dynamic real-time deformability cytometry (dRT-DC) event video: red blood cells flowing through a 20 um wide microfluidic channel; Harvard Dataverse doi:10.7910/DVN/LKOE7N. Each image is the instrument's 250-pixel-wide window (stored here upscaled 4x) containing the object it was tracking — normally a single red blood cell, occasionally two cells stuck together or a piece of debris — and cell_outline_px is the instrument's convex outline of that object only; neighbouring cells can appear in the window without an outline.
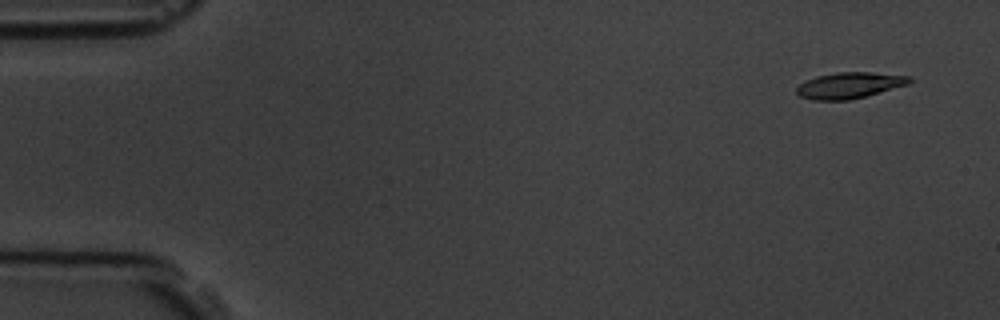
{"species": "common noctule bat (a hibernating species)", "species_latin": "Nyctalus noctula", "temperature_condition": "room temperature", "stored_images_in_passage": 4, "camera_frame_rate_fps": 3000, "um_per_image_px": 0.085, "animal": {"sex": "male", "body_mass_g": 19.5, "forearm_length_mm": 54.6}, "frame": {"image": 1, "passage_image": 1, "time_ms": 0.0, "image_size_px": [1000, 320], "cell_outline_px": [[912, 80], [908, 84], [864, 96], [848, 100], [812, 100], [800, 96], [796, 92], [796, 88], [800, 84], [816, 76], [836, 72], [872, 72], [912, 76]], "centroid_in_image_um": [72.2, 7.24], "position_along_channel_um": 12.8, "area_um2": 16.99}}